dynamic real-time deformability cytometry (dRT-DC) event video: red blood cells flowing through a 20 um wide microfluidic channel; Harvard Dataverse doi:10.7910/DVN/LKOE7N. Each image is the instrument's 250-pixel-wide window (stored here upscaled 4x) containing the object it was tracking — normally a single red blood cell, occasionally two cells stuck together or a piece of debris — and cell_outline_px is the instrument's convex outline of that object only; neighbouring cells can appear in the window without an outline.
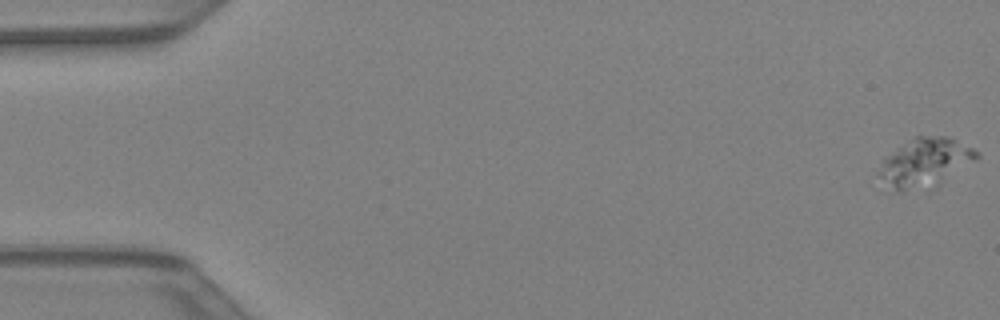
{"species": "Egyptian fruit bat (a non-hibernating species)", "species_latin": "Rousettus aegyptiacus", "temperature_condition": "warm", "stored_images_in_passage": 14, "camera_frame_rate_fps": 3000, "um_per_image_px": 0.085, "animal": {"sex": "female"}, "frame": {"image": 1, "passage_image": 1, "time_ms": 0.0, "image_size_px": [1000, 320], "cell_outline_px": [[980, 156], [976, 160], [900, 192], [896, 192], [880, 176], [880, 172], [884, 156], [896, 148], [916, 136], [948, 136], [980, 152]], "centroid_in_image_um": [78.57, 13.66], "position_along_channel_um": 6.4, "area_um2": 24.85}}